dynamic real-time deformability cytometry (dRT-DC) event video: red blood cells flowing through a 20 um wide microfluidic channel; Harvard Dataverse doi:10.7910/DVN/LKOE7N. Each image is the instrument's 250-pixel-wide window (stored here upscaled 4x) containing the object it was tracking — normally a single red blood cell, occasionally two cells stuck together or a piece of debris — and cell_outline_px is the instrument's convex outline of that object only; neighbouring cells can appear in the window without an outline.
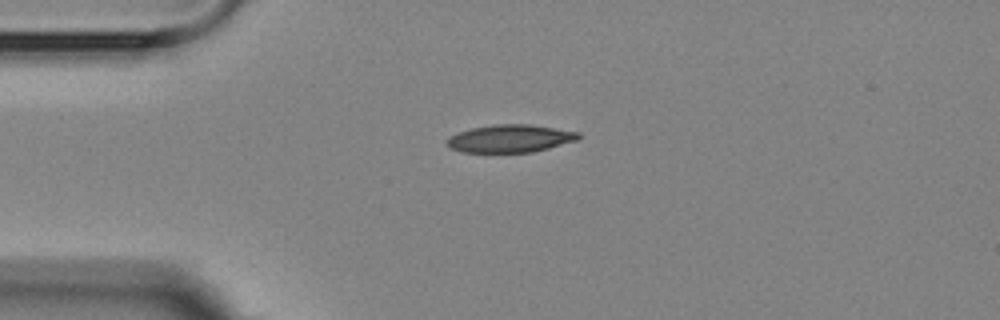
{"species": "Egyptian fruit bat (a non-hibernating species)", "species_latin": "Rousettus aegyptiacus", "temperature_condition": "room temperature", "stored_images_in_passage": 13, "camera_frame_rate_fps": 3000, "um_per_image_px": 0.085, "animal": {"sex": "female"}, "frame": {"image": 1, "passage_image": 1, "time_ms": 0.0, "image_size_px": [1000, 320], "cell_outline_px": [[580, 136], [576, 140], [548, 148], [532, 152], [460, 152], [448, 148], [444, 140], [448, 136], [472, 128], [496, 124], [528, 124], [580, 132]], "centroid_in_image_um": [43.29, 11.78], "position_along_channel_um": 41.7, "area_um2": 21.21}}
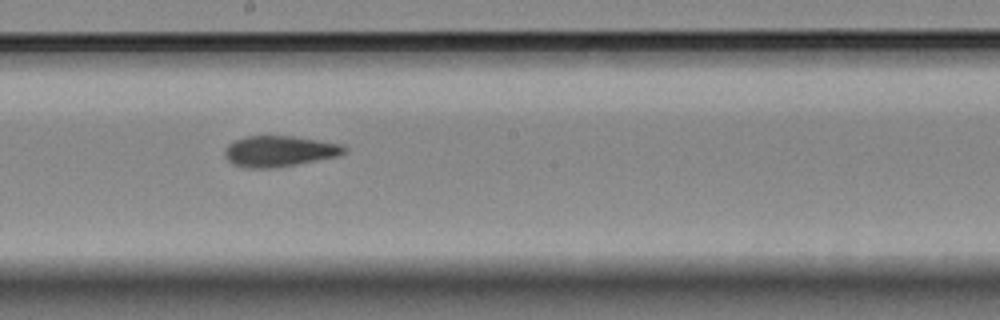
{"frame": {"image": 2, "passage_image": 6, "time_ms": 5.667, "image_size_px": [1000, 320], "cell_outline_px": [[348, 152], [336, 156], [296, 164], [272, 168], [244, 168], [232, 164], [224, 156], [224, 148], [228, 144], [244, 136], [292, 136], [344, 144], [348, 148]], "centroid_in_image_um": [23.73, 12.85], "position_along_channel_um": 224.5, "area_um2": 21.62}}
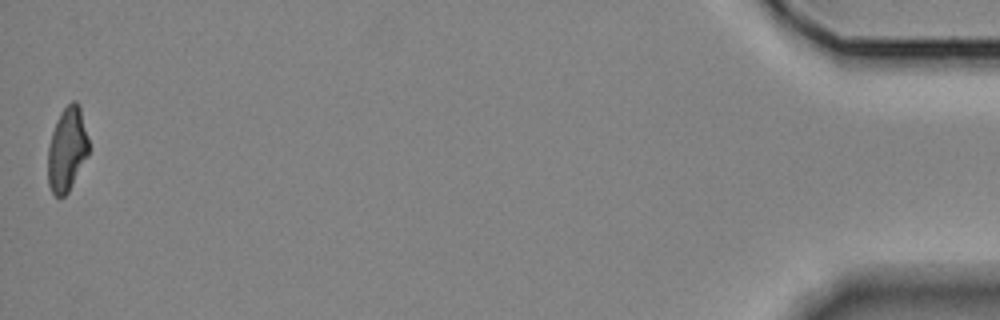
{"frame": {"image": 3, "passage_image": 13, "time_ms": 14.0, "image_size_px": [1000, 320], "cell_outline_px": [[88, 156], [68, 192], [64, 196], [56, 196], [52, 192], [48, 184], [48, 144], [56, 120], [60, 112], [72, 100], [76, 100], [80, 108], [88, 140]], "centroid_in_image_um": [5.68, 12.69], "position_along_channel_um": 429.5, "area_um2": 19.88}, "authors_computed_cell_mechanics": {"area_um2": 21.6172, "velocity_mm_per_s": 3.5929, "shape_relaxation_time_tau1_ms": null, "shape_relaxation_time_tau2_ms": 3.6227, "deformation_change_tau1": null, "deformation_change_tau2": 0.0758}}